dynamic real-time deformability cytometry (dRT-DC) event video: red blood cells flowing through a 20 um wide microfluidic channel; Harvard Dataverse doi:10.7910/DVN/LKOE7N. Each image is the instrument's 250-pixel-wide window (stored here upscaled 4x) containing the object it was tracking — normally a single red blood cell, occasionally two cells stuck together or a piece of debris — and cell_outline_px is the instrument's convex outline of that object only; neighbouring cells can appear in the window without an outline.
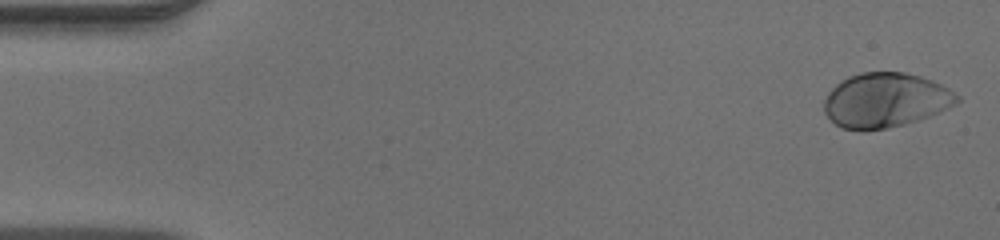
{"species": "human", "species_latin": "Homo sapiens", "temperature_condition": "warm", "stored_images_in_passage": 48, "camera_frame_rate_fps": 3000, "um_per_image_px": 0.085, "donor": {"sex": "male"}, "frame": {"image": 1, "passage_image": 1, "time_ms": 0.0, "image_size_px": [1000, 240], "cell_outline_px": [[960, 100], [956, 104], [948, 108], [928, 116], [904, 124], [888, 128], [864, 132], [840, 128], [824, 112], [824, 100], [828, 92], [836, 84], [848, 76], [860, 72], [904, 72], [920, 76], [932, 80], [948, 88], [960, 96]], "centroid_in_image_um": [75.24, 8.52], "position_along_channel_um": 9.8, "area_um2": 42.48}}
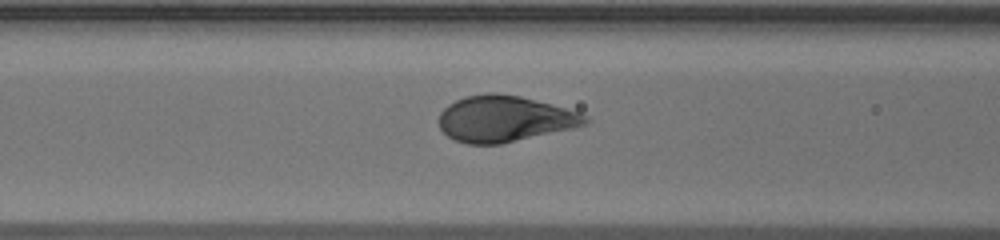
{"frame": {"image": 2, "passage_image": 19, "time_ms": 6.0, "image_size_px": [1000, 240], "cell_outline_px": [[592, 120], [588, 124], [576, 128], [500, 144], [468, 144], [456, 140], [448, 136], [440, 128], [440, 112], [448, 104], [464, 96], [488, 92], [496, 92], [520, 96], [580, 112], [588, 116]], "centroid_in_image_um": [42.93, 10.09], "position_along_channel_um": 123.7, "area_um2": 39.54}}
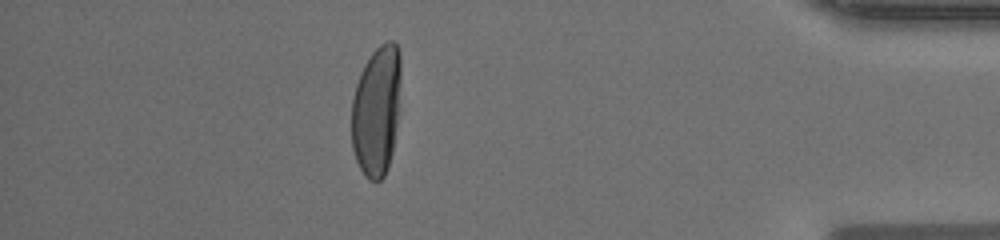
{"frame": {"image": 3, "passage_image": 42, "time_ms": 13.667, "image_size_px": [1000, 240], "cell_outline_px": [[400, 112], [392, 152], [384, 176], [380, 180], [368, 180], [364, 176], [356, 160], [352, 148], [352, 100], [356, 84], [360, 72], [364, 64], [372, 52], [380, 44], [388, 40], [392, 40], [396, 44], [400, 52]], "centroid_in_image_um": [32.02, 9.38], "position_along_channel_um": 403.2, "area_um2": 37.97}}